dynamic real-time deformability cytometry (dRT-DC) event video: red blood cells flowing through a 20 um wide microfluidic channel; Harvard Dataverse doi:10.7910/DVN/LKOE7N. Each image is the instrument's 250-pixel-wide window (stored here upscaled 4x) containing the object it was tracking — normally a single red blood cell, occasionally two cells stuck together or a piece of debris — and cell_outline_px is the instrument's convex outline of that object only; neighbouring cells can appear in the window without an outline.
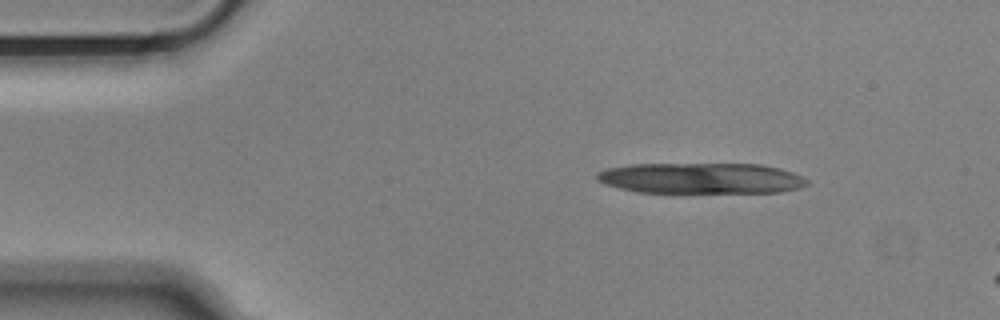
{"species": "Egyptian fruit bat (a non-hibernating species)", "species_latin": "Rousettus aegyptiacus", "temperature_condition": "cold", "stored_images_in_passage": 10, "camera_frame_rate_fps": 3000, "um_per_image_px": 0.085, "animal": {"sex": "male"}, "frame": {"image": 1, "passage_image": 3, "time_ms": 0.667, "image_size_px": [1000, 320], "cell_outline_px": [[808, 184], [800, 188], [780, 192], [636, 192], [620, 188], [596, 180], [596, 172], [608, 168], [628, 164], [760, 164], [780, 168], [792, 172], [808, 180]], "centroid_in_image_um": [59.59, 15.14], "position_along_channel_um": 25.4, "area_um2": 37.63}}